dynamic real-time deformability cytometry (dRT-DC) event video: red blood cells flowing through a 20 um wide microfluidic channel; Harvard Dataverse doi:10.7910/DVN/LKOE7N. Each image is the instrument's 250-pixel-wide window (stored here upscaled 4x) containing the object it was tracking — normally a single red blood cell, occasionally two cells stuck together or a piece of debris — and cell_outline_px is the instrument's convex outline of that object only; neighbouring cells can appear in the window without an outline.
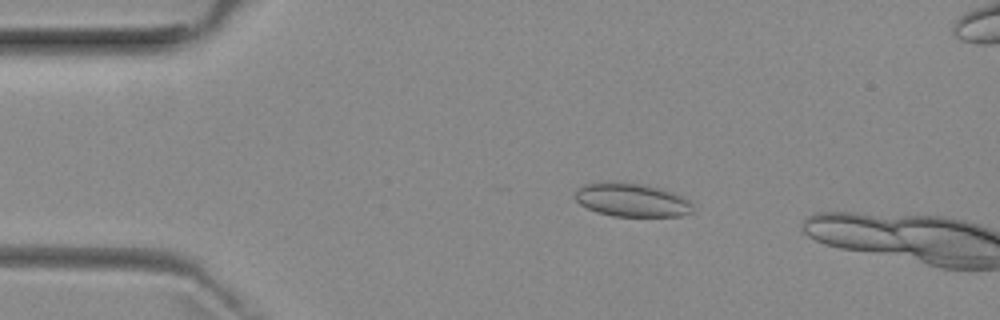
{"species": "common noctule bat (a hibernating species)", "species_latin": "Nyctalus noctula", "temperature_condition": "room temperature", "stored_images_in_passage": 13, "camera_frame_rate_fps": 3000, "um_per_image_px": 0.085, "animal": {"sex": "female", "body_mass_g": 29.2, "forearm_length_mm": 56.3}, "frame": {"image": 1, "passage_image": 10, "time_ms": 3.0, "image_size_px": [1000, 320], "cell_outline_px": [[692, 212], [680, 216], [612, 216], [596, 212], [580, 204], [576, 200], [576, 188], [584, 184], [644, 184], [672, 192], [688, 200], [692, 204]], "centroid_in_image_um": [53.71, 17.04], "position_along_channel_um": 31.3, "area_um2": 22.25}}